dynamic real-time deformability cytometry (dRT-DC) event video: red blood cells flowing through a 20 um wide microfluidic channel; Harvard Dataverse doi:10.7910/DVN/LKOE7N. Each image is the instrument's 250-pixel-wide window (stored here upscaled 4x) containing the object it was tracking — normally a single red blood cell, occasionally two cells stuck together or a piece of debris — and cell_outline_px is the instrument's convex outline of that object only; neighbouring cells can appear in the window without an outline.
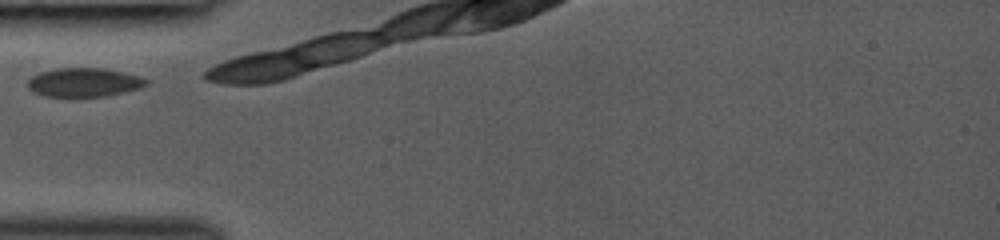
{"species": "common noctule bat (a hibernating species)", "species_latin": "Nyctalus noctula", "temperature_condition": "room temperature", "stored_images_in_passage": 13, "camera_frame_rate_fps": 3000, "um_per_image_px": 0.085, "animal": {"sex": "female", "body_mass_g": 19.0, "forearm_length_mm": 53.3}, "frame": {"image": 1, "passage_image": 1, "time_ms": 0.0, "image_size_px": [1000, 240], "cell_outline_px": [[148, 84], [140, 88], [108, 96], [68, 100], [44, 96], [32, 92], [28, 88], [28, 80], [32, 76], [40, 72], [56, 68], [100, 68], [140, 76], [148, 80]], "centroid_in_image_um": [7.08, 7.06], "position_along_channel_um": 77.9, "area_um2": 20.75}}